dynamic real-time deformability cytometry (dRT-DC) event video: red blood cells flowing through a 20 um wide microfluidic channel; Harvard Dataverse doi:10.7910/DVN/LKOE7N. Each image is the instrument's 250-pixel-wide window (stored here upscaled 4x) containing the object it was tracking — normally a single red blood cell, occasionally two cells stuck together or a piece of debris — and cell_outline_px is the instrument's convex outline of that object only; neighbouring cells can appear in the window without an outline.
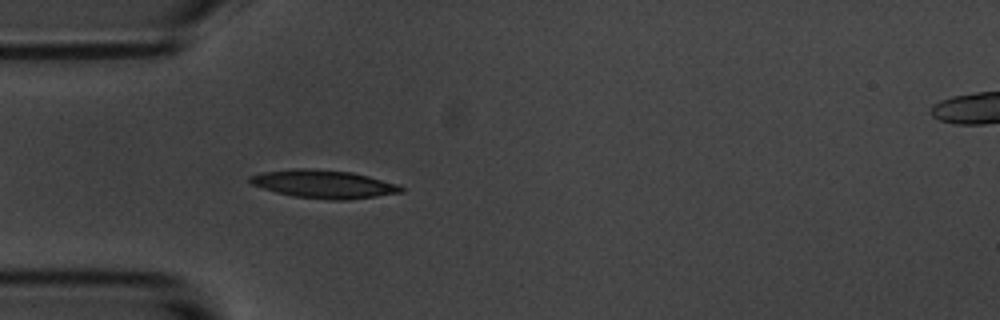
{"species": "common noctule bat (a hibernating species)", "species_latin": "Nyctalus noctula", "temperature_condition": "room temperature", "stored_images_in_passage": 3, "camera_frame_rate_fps": 3000, "um_per_image_px": 0.085, "animal": {"sex": "male", "body_mass_g": 20.1, "forearm_length_mm": 53.5}, "frame": {"image": 1, "passage_image": 3, "time_ms": 2.333, "image_size_px": [1000, 320], "cell_outline_px": [[404, 192], [348, 200], [328, 200], [292, 196], [276, 192], [252, 184], [248, 180], [248, 176], [260, 172], [296, 168], [304, 168], [352, 172], [400, 184], [404, 188]], "centroid_in_image_um": [27.53, 15.65], "position_along_channel_um": 57.5, "area_um2": 24.91}}